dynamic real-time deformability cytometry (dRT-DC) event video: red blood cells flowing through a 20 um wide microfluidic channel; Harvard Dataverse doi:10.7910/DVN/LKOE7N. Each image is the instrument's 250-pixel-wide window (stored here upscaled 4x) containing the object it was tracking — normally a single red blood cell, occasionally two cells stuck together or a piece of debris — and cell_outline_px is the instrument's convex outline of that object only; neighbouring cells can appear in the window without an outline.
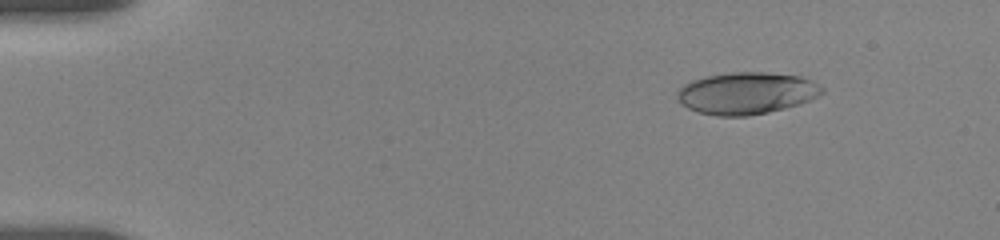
{"species": "human", "species_latin": "Homo sapiens", "temperature_condition": "room temperature", "stored_images_in_passage": 5, "camera_frame_rate_fps": 3000, "um_per_image_px": 0.085, "donor": {"sex": "female"}, "frame": {"image": 1, "passage_image": 2, "time_ms": 1.333, "image_size_px": [1000, 240], "cell_outline_px": [[824, 92], [800, 104], [768, 112], [748, 116], [716, 116], [696, 112], [688, 108], [676, 100], [680, 88], [684, 84], [692, 80], [708, 76], [732, 72], [764, 72], [796, 76], [808, 80], [824, 88]], "centroid_in_image_um": [63.4, 7.93], "position_along_channel_um": 21.6, "area_um2": 35.08}}
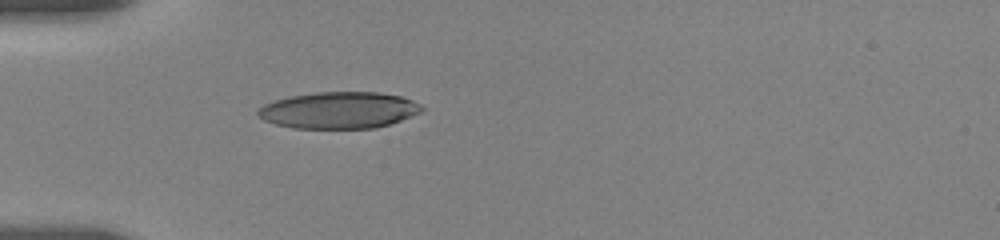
{"frame": {"image": 2, "passage_image": 5, "time_ms": 4.667, "image_size_px": [1000, 240], "cell_outline_px": [[424, 108], [420, 112], [392, 124], [376, 128], [292, 128], [276, 124], [264, 120], [256, 112], [264, 104], [288, 96], [320, 92], [376, 92], [400, 96], [412, 100], [420, 104]], "centroid_in_image_um": [28.82, 9.37], "position_along_channel_um": 56.2, "area_um2": 34.85}}